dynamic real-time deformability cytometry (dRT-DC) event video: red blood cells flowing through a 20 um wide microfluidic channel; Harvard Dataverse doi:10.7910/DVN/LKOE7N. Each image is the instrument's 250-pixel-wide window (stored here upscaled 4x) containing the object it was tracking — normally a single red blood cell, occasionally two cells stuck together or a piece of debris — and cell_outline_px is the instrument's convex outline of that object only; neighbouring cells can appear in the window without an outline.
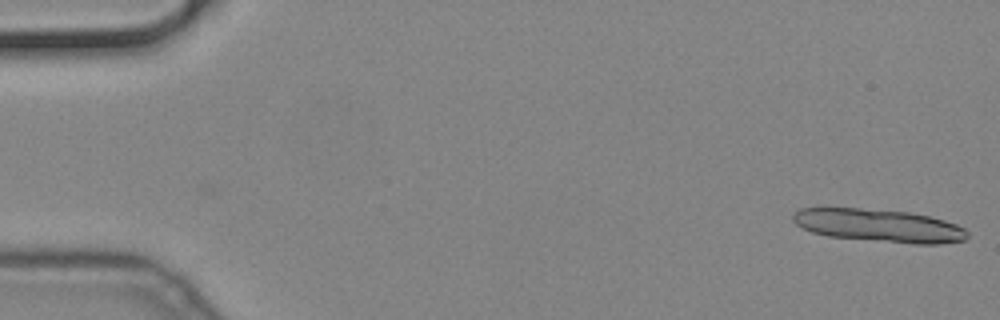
{"species": "common noctule bat (a hibernating species)", "species_latin": "Nyctalus noctula", "temperature_condition": "cold", "stored_images_in_passage": 14, "camera_frame_rate_fps": 3000, "um_per_image_px": 0.085, "animal": {"sex": "male", "body_mass_g": 19.2, "forearm_length_mm": 51.8}, "frame": {"image": 1, "passage_image": 1, "time_ms": 0.0, "image_size_px": [1000, 320], "cell_outline_px": [[968, 236], [964, 240], [940, 244], [912, 244], [828, 236], [812, 232], [796, 224], [792, 220], [792, 216], [800, 208], [824, 204], [908, 212], [928, 216], [944, 220], [956, 224], [964, 228], [968, 232]], "centroid_in_image_um": [74.61, 19.13], "position_along_channel_um": 10.4, "area_um2": 34.39}}